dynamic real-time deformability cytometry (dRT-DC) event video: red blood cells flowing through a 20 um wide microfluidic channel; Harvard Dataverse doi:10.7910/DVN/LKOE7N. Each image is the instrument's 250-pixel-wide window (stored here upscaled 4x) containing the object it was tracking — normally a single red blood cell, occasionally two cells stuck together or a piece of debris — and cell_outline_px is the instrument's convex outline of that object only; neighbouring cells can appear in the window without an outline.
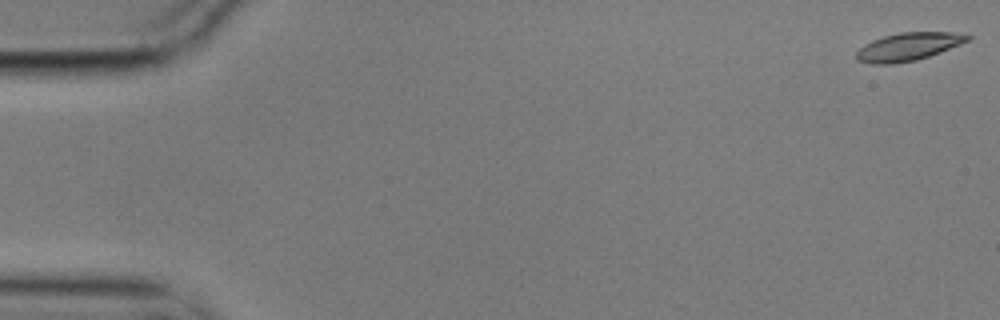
{"species": "common noctule bat (a hibernating species)", "species_latin": "Nyctalus noctula", "temperature_condition": "cold", "stored_images_in_passage": 5, "camera_frame_rate_fps": 3000, "um_per_image_px": 0.085, "animal": {"sex": "male", "body_mass_g": 17.9}, "frame": {"image": 1, "passage_image": 1, "time_ms": 0.0, "image_size_px": [1000, 320], "cell_outline_px": [[972, 36], [968, 40], [960, 44], [940, 52], [916, 60], [892, 64], [872, 64], [856, 60], [856, 52], [864, 44], [872, 40], [884, 36], [900, 32], [952, 32]], "centroid_in_image_um": [77.16, 3.97], "position_along_channel_um": 7.8, "area_um2": 17.98}}